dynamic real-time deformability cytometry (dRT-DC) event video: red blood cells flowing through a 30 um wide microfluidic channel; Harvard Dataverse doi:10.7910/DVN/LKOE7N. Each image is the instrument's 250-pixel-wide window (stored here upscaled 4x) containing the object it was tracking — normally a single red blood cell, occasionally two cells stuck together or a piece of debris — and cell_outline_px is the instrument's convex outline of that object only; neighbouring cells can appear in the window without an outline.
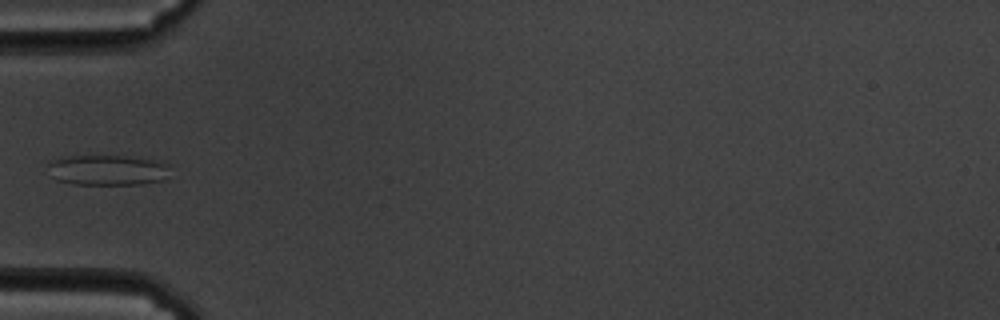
{"species": "common noctule bat (a hibernating species)", "species_latin": "Nyctalus noctula", "temperature_condition": "cold", "stored_images_in_passage": 40, "camera_frame_rate_fps": 3000, "um_per_image_px": 0.085, "animal": {"sex": "male", "body_mass_g": 19.5, "forearm_length_mm": 54.6}, "frame": {"image": 1, "passage_image": 1, "time_ms": 0.0, "image_size_px": [1000, 320], "cell_outline_px": [[168, 164], [164, 180], [140, 184], [72, 184], [56, 180], [52, 176], [48, 164], [52, 160], [60, 156], [124, 156], [164, 160]], "centroid_in_image_um": [9.13, 14.44], "position_along_channel_um": 75.9, "area_um2": 21.73}}
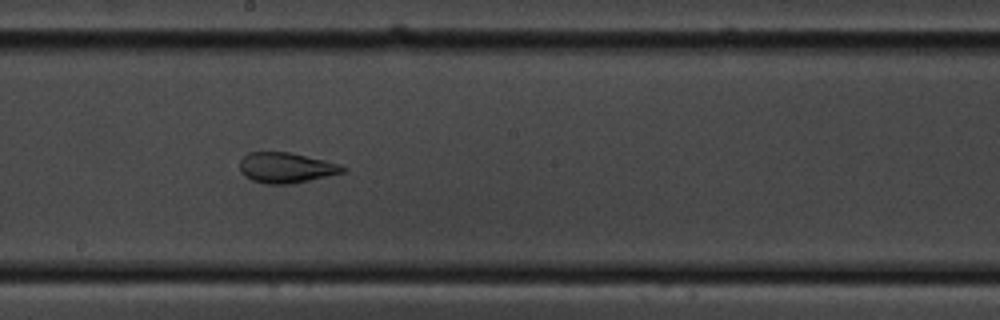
{"frame": {"image": 2, "passage_image": 14, "time_ms": 4.333, "image_size_px": [1000, 320], "cell_outline_px": [[348, 168], [344, 172], [292, 184], [264, 184], [252, 180], [244, 176], [240, 172], [240, 160], [248, 152], [288, 152], [324, 160], [340, 164]], "centroid_in_image_um": [24.3, 14.26], "position_along_channel_um": 223.9, "area_um2": 18.26}}
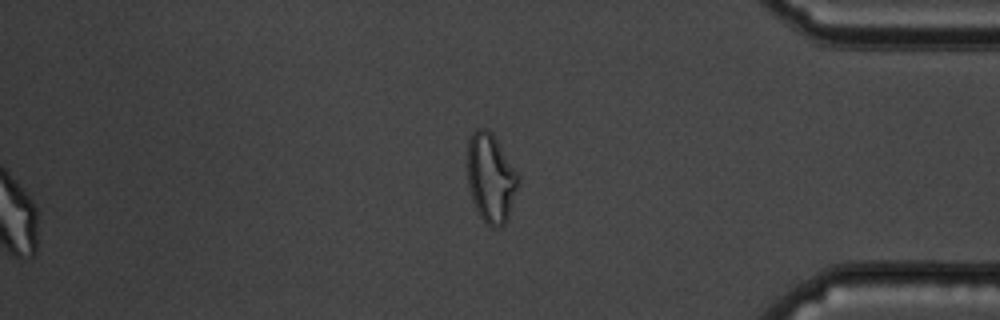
{"frame": {"image": 3, "passage_image": 31, "time_ms": 10.0, "image_size_px": [1000, 320], "cell_outline_px": [[520, 180], [508, 216], [504, 224], [496, 228], [492, 228], [480, 216], [472, 200], [468, 188], [468, 140], [472, 132], [476, 128], [484, 128], [492, 132], [520, 176]], "centroid_in_image_um": [41.72, 15.11], "position_along_channel_um": 393.5, "area_um2": 26.3}}